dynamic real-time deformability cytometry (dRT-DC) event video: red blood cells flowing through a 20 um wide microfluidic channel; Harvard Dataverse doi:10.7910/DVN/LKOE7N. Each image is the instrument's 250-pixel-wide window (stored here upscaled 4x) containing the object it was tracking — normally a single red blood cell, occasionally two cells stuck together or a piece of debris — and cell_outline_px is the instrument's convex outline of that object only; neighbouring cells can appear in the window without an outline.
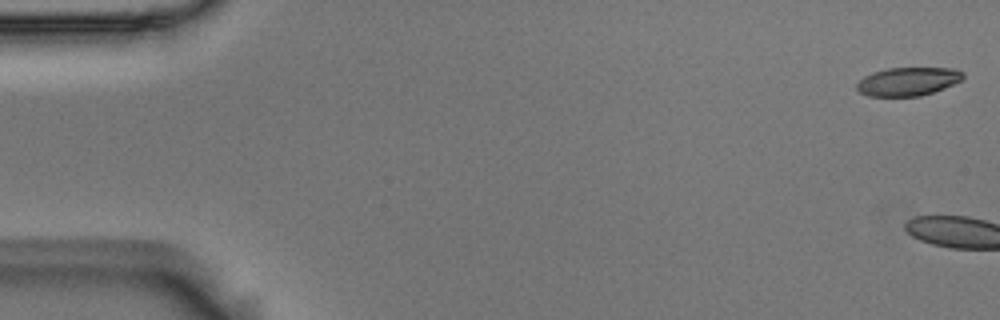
{"species": "Egyptian fruit bat (a non-hibernating species)", "species_latin": "Rousettus aegyptiacus", "temperature_condition": "room temperature", "stored_images_in_passage": 4, "camera_frame_rate_fps": 3000, "um_per_image_px": 0.085, "animal": {"sex": "male"}, "frame": {"image": 1, "passage_image": 1, "time_ms": 0.0, "image_size_px": [1000, 320], "cell_outline_px": [[964, 76], [960, 80], [944, 88], [920, 96], [868, 96], [860, 92], [856, 88], [856, 84], [864, 76], [872, 72], [888, 68], [956, 68], [964, 72]], "centroid_in_image_um": [77.16, 6.92], "position_along_channel_um": 7.8, "area_um2": 17.57}}